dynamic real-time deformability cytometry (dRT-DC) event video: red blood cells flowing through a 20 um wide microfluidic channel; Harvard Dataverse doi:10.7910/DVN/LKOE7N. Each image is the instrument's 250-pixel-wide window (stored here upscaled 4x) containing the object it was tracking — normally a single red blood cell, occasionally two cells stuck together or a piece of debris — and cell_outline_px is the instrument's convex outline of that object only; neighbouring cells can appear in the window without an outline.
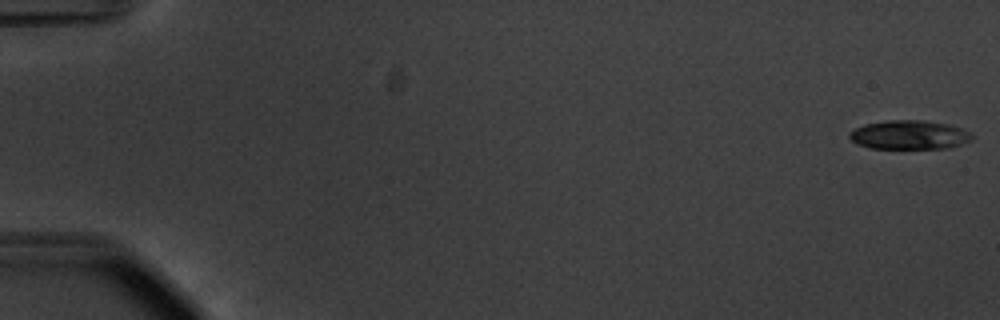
{"species": "common noctule bat (a hibernating species)", "species_latin": "Nyctalus noctula", "temperature_condition": "warm", "stored_images_in_passage": 55, "camera_frame_rate_fps": 3000, "um_per_image_px": 0.085, "animal": {"sex": "male", "body_mass_g": 20.1, "forearm_length_mm": 53.5}, "frame": {"image": 1, "passage_image": 1, "time_ms": 0.0, "image_size_px": [1000, 320], "cell_outline_px": [[972, 140], [948, 148], [868, 148], [856, 144], [848, 136], [848, 132], [864, 124], [888, 120], [924, 120], [948, 124], [960, 128], [968, 132], [972, 136]], "centroid_in_image_um": [77.24, 11.46], "position_along_channel_um": 7.8, "area_um2": 20.63}}
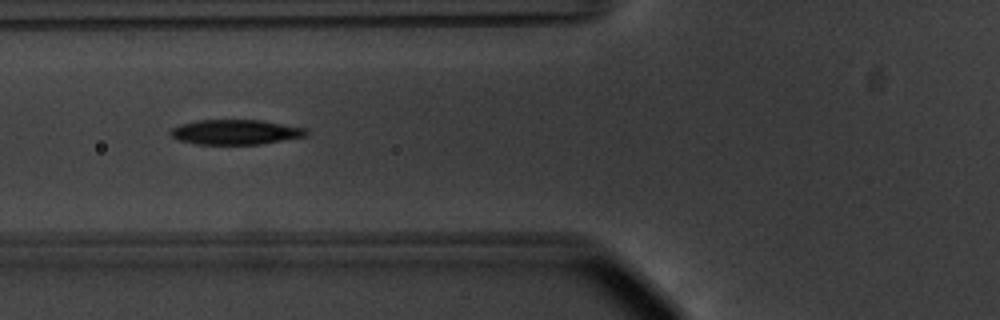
{"frame": {"image": 2, "passage_image": 22, "time_ms": 7.0, "image_size_px": [1000, 320], "cell_outline_px": [[308, 136], [260, 144], [196, 144], [176, 140], [168, 132], [172, 128], [180, 124], [196, 120], [260, 120], [304, 128], [308, 132]], "centroid_in_image_um": [19.97, 11.23], "position_along_channel_um": 105.8, "area_um2": 19.71}}
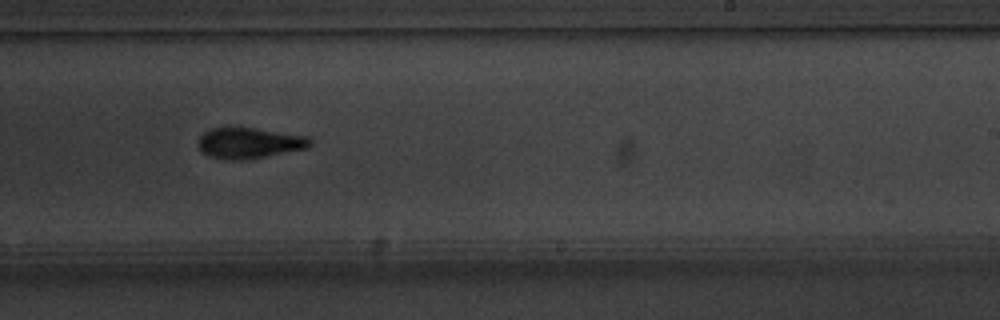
{"frame": {"image": 3, "passage_image": 35, "time_ms": 11.333, "image_size_px": [1000, 320], "cell_outline_px": [[312, 144], [308, 148], [248, 160], [220, 160], [208, 156], [196, 144], [200, 136], [208, 128], [252, 128], [308, 136], [312, 140]], "centroid_in_image_um": [21.17, 12.18], "position_along_channel_um": 267.8, "area_um2": 20.29}, "authors_computed_cell_mechanics": {"area_um2": 20.519, "velocity_mm_per_s": 3.7435, "shape_relaxation_time_tau1_ms": 2.6359, "shape_relaxation_time_tau2_ms": 3.5693, "deformation_change_tau1": 0.1399, "deformation_change_tau2": 0.1272}}